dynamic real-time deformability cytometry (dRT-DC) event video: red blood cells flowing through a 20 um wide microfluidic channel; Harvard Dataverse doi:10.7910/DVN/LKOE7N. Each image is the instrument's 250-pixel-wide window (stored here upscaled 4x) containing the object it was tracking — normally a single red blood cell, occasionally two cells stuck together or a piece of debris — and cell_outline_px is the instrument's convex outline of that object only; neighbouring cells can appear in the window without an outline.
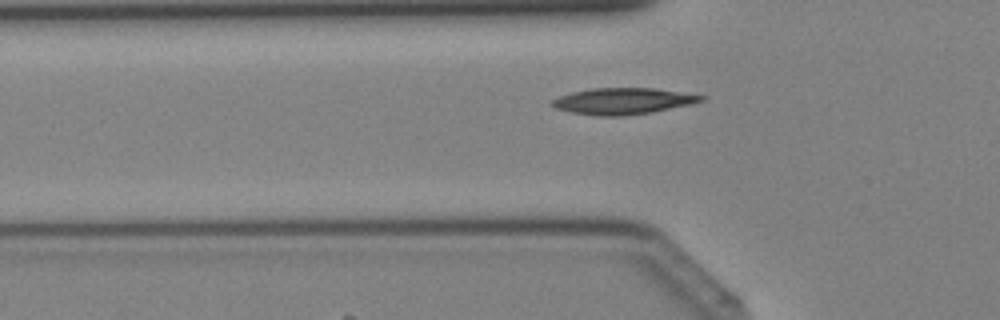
{"species": "Egyptian fruit bat (a non-hibernating species)", "species_latin": "Rousettus aegyptiacus", "temperature_condition": "cold", "stored_images_in_passage": 38, "camera_frame_rate_fps": 3000, "um_per_image_px": 0.085, "animal": {"sex": "female"}, "frame": {"image": 1, "passage_image": 11, "time_ms": 3.333, "image_size_px": [1000, 320], "cell_outline_px": [[708, 96], [704, 100], [692, 104], [652, 112], [624, 116], [596, 116], [572, 112], [556, 108], [552, 104], [552, 100], [560, 96], [572, 92], [592, 88], [652, 88]], "centroid_in_image_um": [52.99, 8.59], "position_along_channel_um": 72.8, "area_um2": 22.77}}
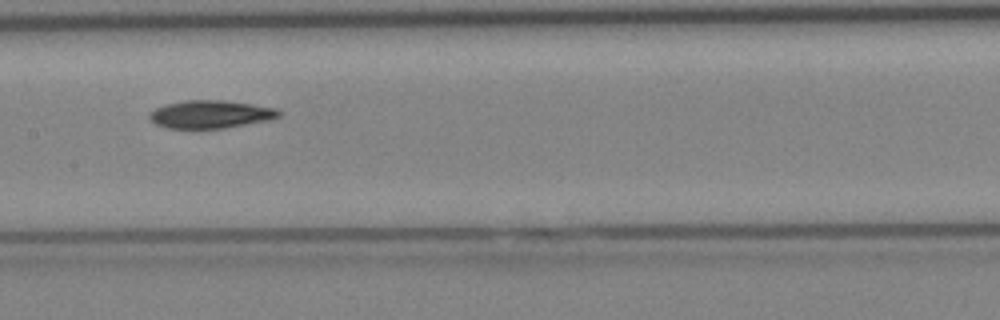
{"frame": {"image": 2, "passage_image": 18, "time_ms": 5.667, "image_size_px": [1000, 320], "cell_outline_px": [[284, 112], [280, 116], [268, 120], [224, 128], [168, 128], [156, 124], [148, 116], [148, 112], [164, 104], [184, 100], [224, 100], [252, 104], [276, 108]], "centroid_in_image_um": [17.9, 9.7], "position_along_channel_um": 189.5, "area_um2": 21.1}}
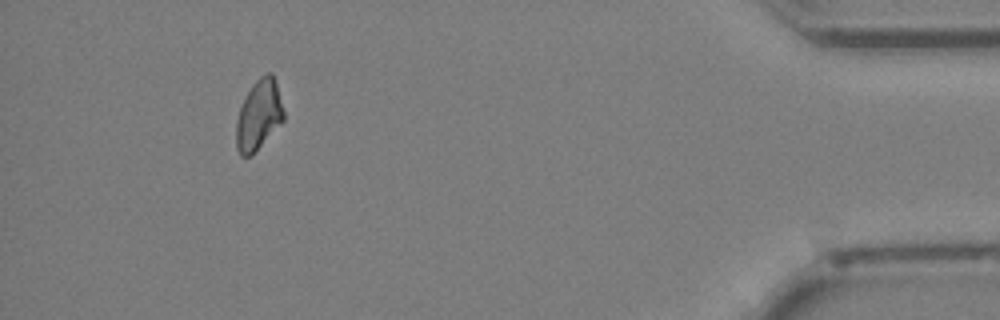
{"frame": {"image": 3, "passage_image": 35, "time_ms": 11.333, "image_size_px": [1000, 320], "cell_outline_px": [[284, 120], [248, 156], [240, 156], [236, 148], [236, 120], [244, 96], [252, 84], [260, 76], [268, 72], [272, 72], [276, 84], [284, 112]], "centroid_in_image_um": [21.97, 9.73], "position_along_channel_um": 413.2, "area_um2": 18.96}}